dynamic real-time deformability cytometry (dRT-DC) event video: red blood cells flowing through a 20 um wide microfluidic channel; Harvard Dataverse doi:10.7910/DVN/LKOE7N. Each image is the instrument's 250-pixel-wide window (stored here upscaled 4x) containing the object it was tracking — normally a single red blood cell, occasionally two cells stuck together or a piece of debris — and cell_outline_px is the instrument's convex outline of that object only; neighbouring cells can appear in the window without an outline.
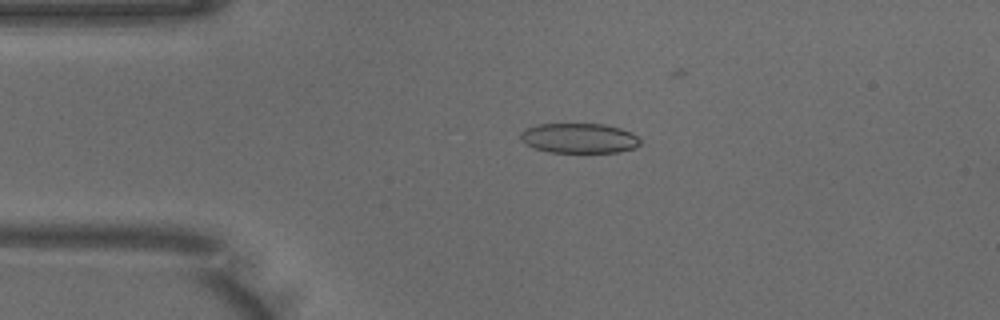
{"species": "common noctule bat (a hibernating species)", "species_latin": "Nyctalus noctula", "temperature_condition": "warm", "stored_images_in_passage": 48, "camera_frame_rate_fps": 3000, "um_per_image_px": 0.085, "animal": {"sex": "male", "body_mass_g": 18.8}, "frame": {"image": 1, "passage_image": 9, "time_ms": 2.667, "image_size_px": [1000, 320], "cell_outline_px": [[640, 144], [636, 148], [620, 152], [552, 152], [536, 148], [520, 140], [520, 132], [524, 128], [536, 124], [604, 124], [620, 128], [632, 132], [640, 140]], "centroid_in_image_um": [49.24, 11.74], "position_along_channel_um": 35.8, "area_um2": 20.92}}
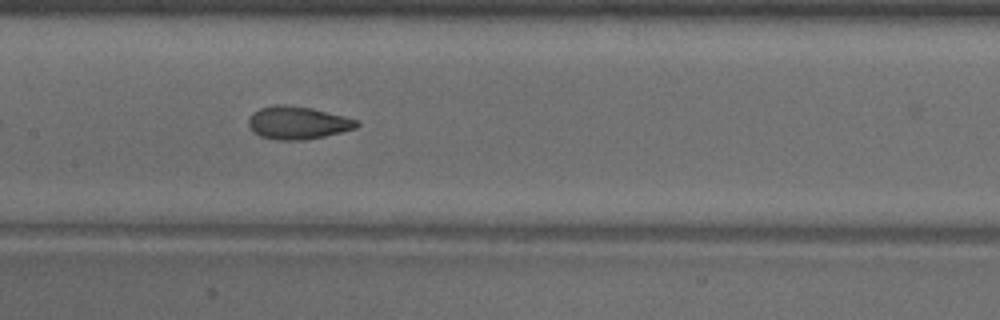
{"frame": {"image": 2, "passage_image": 22, "time_ms": 7.0, "image_size_px": [1000, 320], "cell_outline_px": [[360, 124], [356, 128], [324, 136], [304, 140], [276, 140], [260, 136], [252, 132], [248, 124], [248, 120], [252, 112], [260, 108], [272, 104], [284, 104], [312, 108], [344, 116], [356, 120]], "centroid_in_image_um": [25.25, 10.43], "position_along_channel_um": 182.1, "area_um2": 20.81}}
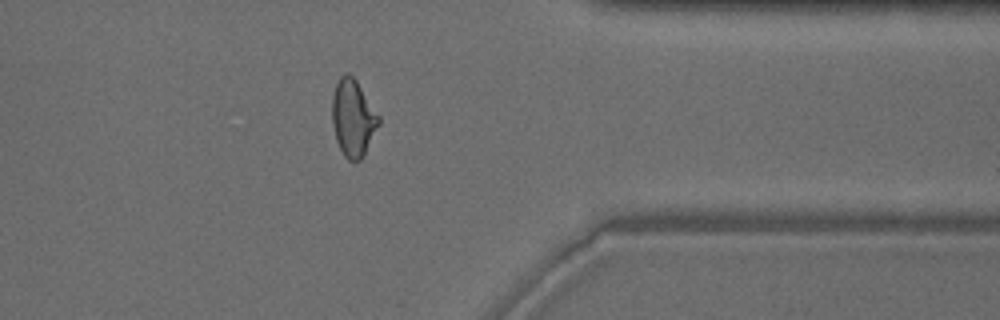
{"frame": {"image": 3, "passage_image": 38, "time_ms": 12.333, "image_size_px": [1000, 320], "cell_outline_px": [[380, 124], [364, 156], [360, 160], [348, 160], [344, 156], [336, 140], [332, 124], [332, 96], [336, 84], [340, 76], [348, 72], [356, 80], [380, 116]], "centroid_in_image_um": [30.01, 10.04], "position_along_channel_um": 381.4, "area_um2": 20.98}, "authors_computed_cell_mechanics": {"area_um2": 20.9525, "velocity_mm_per_s": 4.0025, "shape_relaxation_time_tau1_ms": 8.3451, "shape_relaxation_time_tau2_ms": 1.193, "deformation_change_tau1": 0.1928, "deformation_change_tau2": 0.0765}}